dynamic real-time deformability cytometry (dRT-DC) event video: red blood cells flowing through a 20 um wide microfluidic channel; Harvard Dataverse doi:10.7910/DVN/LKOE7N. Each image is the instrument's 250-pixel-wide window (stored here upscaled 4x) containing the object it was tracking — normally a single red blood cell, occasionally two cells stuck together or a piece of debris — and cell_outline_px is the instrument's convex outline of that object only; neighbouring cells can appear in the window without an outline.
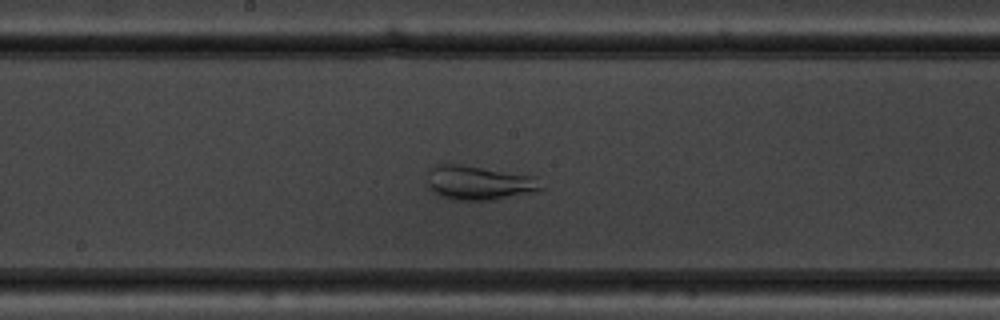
{"species": "common noctule bat (a hibernating species)", "species_latin": "Nyctalus noctula", "temperature_condition": "warm", "stored_images_in_passage": 49, "camera_frame_rate_fps": 3000, "um_per_image_px": 0.085, "animal": {"sex": "male", "body_mass_g": 19.5, "forearm_length_mm": 54.6}, "frame": {"image": 1, "passage_image": 28, "time_ms": 9.0, "image_size_px": [1000, 320], "cell_outline_px": [[544, 188], [496, 200], [452, 200], [440, 196], [432, 192], [428, 188], [428, 168], [436, 164], [460, 164], [536, 176]], "centroid_in_image_um": [40.65, 15.53], "position_along_channel_um": 207.6, "area_um2": 22.83}}
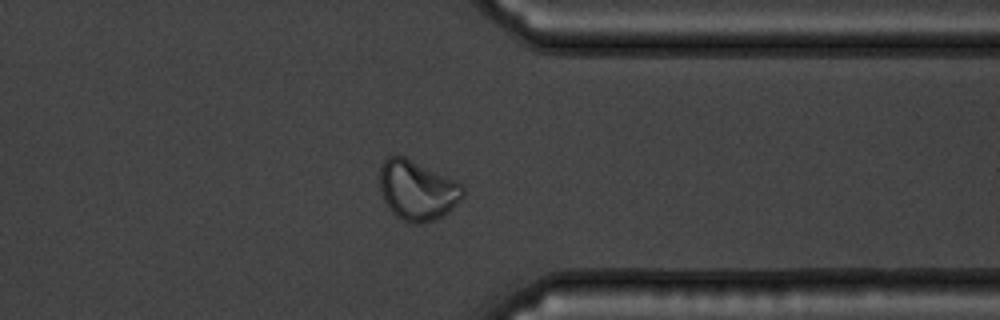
{"frame": {"image": 2, "passage_image": 42, "time_ms": 13.667, "image_size_px": [1000, 320], "cell_outline_px": [[464, 196], [444, 216], [436, 220], [420, 224], [412, 224], [396, 216], [392, 212], [384, 200], [380, 192], [380, 164], [388, 156], [404, 156], [460, 184], [464, 188]], "centroid_in_image_um": [35.44, 16.2], "position_along_channel_um": 376.0, "area_um2": 28.73}}